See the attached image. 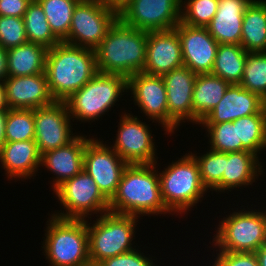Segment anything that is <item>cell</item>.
Returning <instances> with one entry per match:
<instances>
[{
	"instance_id": "cell-27",
	"label": "cell",
	"mask_w": 266,
	"mask_h": 266,
	"mask_svg": "<svg viewBox=\"0 0 266 266\" xmlns=\"http://www.w3.org/2000/svg\"><path fill=\"white\" fill-rule=\"evenodd\" d=\"M230 83L211 73L197 74L192 103L195 116L202 121L223 98Z\"/></svg>"
},
{
	"instance_id": "cell-20",
	"label": "cell",
	"mask_w": 266,
	"mask_h": 266,
	"mask_svg": "<svg viewBox=\"0 0 266 266\" xmlns=\"http://www.w3.org/2000/svg\"><path fill=\"white\" fill-rule=\"evenodd\" d=\"M265 105V100L258 94L244 89L240 84H230L223 98L200 124L233 122L241 117L258 113Z\"/></svg>"
},
{
	"instance_id": "cell-22",
	"label": "cell",
	"mask_w": 266,
	"mask_h": 266,
	"mask_svg": "<svg viewBox=\"0 0 266 266\" xmlns=\"http://www.w3.org/2000/svg\"><path fill=\"white\" fill-rule=\"evenodd\" d=\"M0 162L8 179H31L40 167L41 154L35 140L4 142Z\"/></svg>"
},
{
	"instance_id": "cell-13",
	"label": "cell",
	"mask_w": 266,
	"mask_h": 266,
	"mask_svg": "<svg viewBox=\"0 0 266 266\" xmlns=\"http://www.w3.org/2000/svg\"><path fill=\"white\" fill-rule=\"evenodd\" d=\"M103 140L90 138L84 151L83 169L95 181L102 194L110 201L116 194L123 171L128 163L125 162Z\"/></svg>"
},
{
	"instance_id": "cell-8",
	"label": "cell",
	"mask_w": 266,
	"mask_h": 266,
	"mask_svg": "<svg viewBox=\"0 0 266 266\" xmlns=\"http://www.w3.org/2000/svg\"><path fill=\"white\" fill-rule=\"evenodd\" d=\"M244 210L219 222L212 242L216 251L256 252L266 241V210Z\"/></svg>"
},
{
	"instance_id": "cell-6",
	"label": "cell",
	"mask_w": 266,
	"mask_h": 266,
	"mask_svg": "<svg viewBox=\"0 0 266 266\" xmlns=\"http://www.w3.org/2000/svg\"><path fill=\"white\" fill-rule=\"evenodd\" d=\"M97 216L99 218L93 220L95 223L87 222L91 266L136 249L132 241L135 239L133 237L139 217L110 211Z\"/></svg>"
},
{
	"instance_id": "cell-3",
	"label": "cell",
	"mask_w": 266,
	"mask_h": 266,
	"mask_svg": "<svg viewBox=\"0 0 266 266\" xmlns=\"http://www.w3.org/2000/svg\"><path fill=\"white\" fill-rule=\"evenodd\" d=\"M148 32L130 27L119 18L95 49L97 71L127 79L144 70Z\"/></svg>"
},
{
	"instance_id": "cell-4",
	"label": "cell",
	"mask_w": 266,
	"mask_h": 266,
	"mask_svg": "<svg viewBox=\"0 0 266 266\" xmlns=\"http://www.w3.org/2000/svg\"><path fill=\"white\" fill-rule=\"evenodd\" d=\"M43 247L51 266H91L87 220L51 215Z\"/></svg>"
},
{
	"instance_id": "cell-39",
	"label": "cell",
	"mask_w": 266,
	"mask_h": 266,
	"mask_svg": "<svg viewBox=\"0 0 266 266\" xmlns=\"http://www.w3.org/2000/svg\"><path fill=\"white\" fill-rule=\"evenodd\" d=\"M212 266H259L255 252L219 251Z\"/></svg>"
},
{
	"instance_id": "cell-38",
	"label": "cell",
	"mask_w": 266,
	"mask_h": 266,
	"mask_svg": "<svg viewBox=\"0 0 266 266\" xmlns=\"http://www.w3.org/2000/svg\"><path fill=\"white\" fill-rule=\"evenodd\" d=\"M139 251V252H138ZM96 266H156L152 258H148L140 250H133L125 254L104 259Z\"/></svg>"
},
{
	"instance_id": "cell-25",
	"label": "cell",
	"mask_w": 266,
	"mask_h": 266,
	"mask_svg": "<svg viewBox=\"0 0 266 266\" xmlns=\"http://www.w3.org/2000/svg\"><path fill=\"white\" fill-rule=\"evenodd\" d=\"M48 48L27 42L7 50V77L31 76L45 72Z\"/></svg>"
},
{
	"instance_id": "cell-35",
	"label": "cell",
	"mask_w": 266,
	"mask_h": 266,
	"mask_svg": "<svg viewBox=\"0 0 266 266\" xmlns=\"http://www.w3.org/2000/svg\"><path fill=\"white\" fill-rule=\"evenodd\" d=\"M217 9L218 0H181L180 22L190 26L207 27Z\"/></svg>"
},
{
	"instance_id": "cell-12",
	"label": "cell",
	"mask_w": 266,
	"mask_h": 266,
	"mask_svg": "<svg viewBox=\"0 0 266 266\" xmlns=\"http://www.w3.org/2000/svg\"><path fill=\"white\" fill-rule=\"evenodd\" d=\"M118 18L146 32L174 29L181 19V0H130Z\"/></svg>"
},
{
	"instance_id": "cell-19",
	"label": "cell",
	"mask_w": 266,
	"mask_h": 266,
	"mask_svg": "<svg viewBox=\"0 0 266 266\" xmlns=\"http://www.w3.org/2000/svg\"><path fill=\"white\" fill-rule=\"evenodd\" d=\"M6 102L9 109H36L55 100L48 88L45 72L31 76L6 77Z\"/></svg>"
},
{
	"instance_id": "cell-21",
	"label": "cell",
	"mask_w": 266,
	"mask_h": 266,
	"mask_svg": "<svg viewBox=\"0 0 266 266\" xmlns=\"http://www.w3.org/2000/svg\"><path fill=\"white\" fill-rule=\"evenodd\" d=\"M89 139L85 135H77L67 145L41 154L40 166L56 175L52 181L53 191L64 181L73 178L83 170L84 151Z\"/></svg>"
},
{
	"instance_id": "cell-40",
	"label": "cell",
	"mask_w": 266,
	"mask_h": 266,
	"mask_svg": "<svg viewBox=\"0 0 266 266\" xmlns=\"http://www.w3.org/2000/svg\"><path fill=\"white\" fill-rule=\"evenodd\" d=\"M32 0H0V16L23 18Z\"/></svg>"
},
{
	"instance_id": "cell-11",
	"label": "cell",
	"mask_w": 266,
	"mask_h": 266,
	"mask_svg": "<svg viewBox=\"0 0 266 266\" xmlns=\"http://www.w3.org/2000/svg\"><path fill=\"white\" fill-rule=\"evenodd\" d=\"M127 90H130L133 102L140 107L141 113L152 122H159L166 134L171 135L179 128L168 115L166 86L162 76L135 73L127 79Z\"/></svg>"
},
{
	"instance_id": "cell-29",
	"label": "cell",
	"mask_w": 266,
	"mask_h": 266,
	"mask_svg": "<svg viewBox=\"0 0 266 266\" xmlns=\"http://www.w3.org/2000/svg\"><path fill=\"white\" fill-rule=\"evenodd\" d=\"M238 133L242 151L258 156L266 148V105L256 114L239 118Z\"/></svg>"
},
{
	"instance_id": "cell-45",
	"label": "cell",
	"mask_w": 266,
	"mask_h": 266,
	"mask_svg": "<svg viewBox=\"0 0 266 266\" xmlns=\"http://www.w3.org/2000/svg\"><path fill=\"white\" fill-rule=\"evenodd\" d=\"M6 102L5 85L3 81H0V110H8Z\"/></svg>"
},
{
	"instance_id": "cell-43",
	"label": "cell",
	"mask_w": 266,
	"mask_h": 266,
	"mask_svg": "<svg viewBox=\"0 0 266 266\" xmlns=\"http://www.w3.org/2000/svg\"><path fill=\"white\" fill-rule=\"evenodd\" d=\"M259 266H266V241L255 252Z\"/></svg>"
},
{
	"instance_id": "cell-41",
	"label": "cell",
	"mask_w": 266,
	"mask_h": 266,
	"mask_svg": "<svg viewBox=\"0 0 266 266\" xmlns=\"http://www.w3.org/2000/svg\"><path fill=\"white\" fill-rule=\"evenodd\" d=\"M105 6L115 10L118 14L130 2V0H100Z\"/></svg>"
},
{
	"instance_id": "cell-34",
	"label": "cell",
	"mask_w": 266,
	"mask_h": 266,
	"mask_svg": "<svg viewBox=\"0 0 266 266\" xmlns=\"http://www.w3.org/2000/svg\"><path fill=\"white\" fill-rule=\"evenodd\" d=\"M34 110L8 109L5 117V142L34 140Z\"/></svg>"
},
{
	"instance_id": "cell-44",
	"label": "cell",
	"mask_w": 266,
	"mask_h": 266,
	"mask_svg": "<svg viewBox=\"0 0 266 266\" xmlns=\"http://www.w3.org/2000/svg\"><path fill=\"white\" fill-rule=\"evenodd\" d=\"M7 110H0V148L5 142V117Z\"/></svg>"
},
{
	"instance_id": "cell-37",
	"label": "cell",
	"mask_w": 266,
	"mask_h": 266,
	"mask_svg": "<svg viewBox=\"0 0 266 266\" xmlns=\"http://www.w3.org/2000/svg\"><path fill=\"white\" fill-rule=\"evenodd\" d=\"M27 42L23 18L0 16V46L3 49L9 50Z\"/></svg>"
},
{
	"instance_id": "cell-7",
	"label": "cell",
	"mask_w": 266,
	"mask_h": 266,
	"mask_svg": "<svg viewBox=\"0 0 266 266\" xmlns=\"http://www.w3.org/2000/svg\"><path fill=\"white\" fill-rule=\"evenodd\" d=\"M127 92V78L117 74L98 72L81 89L74 92L66 101L69 115L73 120L90 122L100 119L115 106ZM75 118V119H73Z\"/></svg>"
},
{
	"instance_id": "cell-36",
	"label": "cell",
	"mask_w": 266,
	"mask_h": 266,
	"mask_svg": "<svg viewBox=\"0 0 266 266\" xmlns=\"http://www.w3.org/2000/svg\"><path fill=\"white\" fill-rule=\"evenodd\" d=\"M193 157L198 163L200 177L207 190H213L222 180L224 172V152L209 149L206 154Z\"/></svg>"
},
{
	"instance_id": "cell-1",
	"label": "cell",
	"mask_w": 266,
	"mask_h": 266,
	"mask_svg": "<svg viewBox=\"0 0 266 266\" xmlns=\"http://www.w3.org/2000/svg\"><path fill=\"white\" fill-rule=\"evenodd\" d=\"M157 162L128 164L116 194L109 201V211L116 214L149 216L171 214L161 196Z\"/></svg>"
},
{
	"instance_id": "cell-23",
	"label": "cell",
	"mask_w": 266,
	"mask_h": 266,
	"mask_svg": "<svg viewBox=\"0 0 266 266\" xmlns=\"http://www.w3.org/2000/svg\"><path fill=\"white\" fill-rule=\"evenodd\" d=\"M252 0H218V9L207 25L219 44L240 45L243 14Z\"/></svg>"
},
{
	"instance_id": "cell-24",
	"label": "cell",
	"mask_w": 266,
	"mask_h": 266,
	"mask_svg": "<svg viewBox=\"0 0 266 266\" xmlns=\"http://www.w3.org/2000/svg\"><path fill=\"white\" fill-rule=\"evenodd\" d=\"M259 160L257 155L249 151L224 153L222 180L212 191L231 192V189L251 185L263 172Z\"/></svg>"
},
{
	"instance_id": "cell-30",
	"label": "cell",
	"mask_w": 266,
	"mask_h": 266,
	"mask_svg": "<svg viewBox=\"0 0 266 266\" xmlns=\"http://www.w3.org/2000/svg\"><path fill=\"white\" fill-rule=\"evenodd\" d=\"M25 32L28 42L52 48L61 41L53 34L40 3L32 0L24 14Z\"/></svg>"
},
{
	"instance_id": "cell-18",
	"label": "cell",
	"mask_w": 266,
	"mask_h": 266,
	"mask_svg": "<svg viewBox=\"0 0 266 266\" xmlns=\"http://www.w3.org/2000/svg\"><path fill=\"white\" fill-rule=\"evenodd\" d=\"M196 77L197 74L184 65L162 76L166 86L168 115L179 126L186 121L200 125L192 103Z\"/></svg>"
},
{
	"instance_id": "cell-32",
	"label": "cell",
	"mask_w": 266,
	"mask_h": 266,
	"mask_svg": "<svg viewBox=\"0 0 266 266\" xmlns=\"http://www.w3.org/2000/svg\"><path fill=\"white\" fill-rule=\"evenodd\" d=\"M239 84L266 101V52H247L244 73Z\"/></svg>"
},
{
	"instance_id": "cell-42",
	"label": "cell",
	"mask_w": 266,
	"mask_h": 266,
	"mask_svg": "<svg viewBox=\"0 0 266 266\" xmlns=\"http://www.w3.org/2000/svg\"><path fill=\"white\" fill-rule=\"evenodd\" d=\"M7 77V50L0 46V81Z\"/></svg>"
},
{
	"instance_id": "cell-5",
	"label": "cell",
	"mask_w": 266,
	"mask_h": 266,
	"mask_svg": "<svg viewBox=\"0 0 266 266\" xmlns=\"http://www.w3.org/2000/svg\"><path fill=\"white\" fill-rule=\"evenodd\" d=\"M159 172L161 196L172 213L183 214L195 206L207 189L200 177L199 166L191 153H186Z\"/></svg>"
},
{
	"instance_id": "cell-14",
	"label": "cell",
	"mask_w": 266,
	"mask_h": 266,
	"mask_svg": "<svg viewBox=\"0 0 266 266\" xmlns=\"http://www.w3.org/2000/svg\"><path fill=\"white\" fill-rule=\"evenodd\" d=\"M112 149L128 164L156 163L155 142L150 127L138 116L122 113ZM156 157V158H155Z\"/></svg>"
},
{
	"instance_id": "cell-31",
	"label": "cell",
	"mask_w": 266,
	"mask_h": 266,
	"mask_svg": "<svg viewBox=\"0 0 266 266\" xmlns=\"http://www.w3.org/2000/svg\"><path fill=\"white\" fill-rule=\"evenodd\" d=\"M42 6L53 34L63 42L69 34L72 14L80 0H37Z\"/></svg>"
},
{
	"instance_id": "cell-33",
	"label": "cell",
	"mask_w": 266,
	"mask_h": 266,
	"mask_svg": "<svg viewBox=\"0 0 266 266\" xmlns=\"http://www.w3.org/2000/svg\"><path fill=\"white\" fill-rule=\"evenodd\" d=\"M207 129L210 149L218 152L242 151V141H239L238 119L233 122L218 124H201Z\"/></svg>"
},
{
	"instance_id": "cell-17",
	"label": "cell",
	"mask_w": 266,
	"mask_h": 266,
	"mask_svg": "<svg viewBox=\"0 0 266 266\" xmlns=\"http://www.w3.org/2000/svg\"><path fill=\"white\" fill-rule=\"evenodd\" d=\"M183 65L181 42L175 29L148 32L143 73L163 76Z\"/></svg>"
},
{
	"instance_id": "cell-28",
	"label": "cell",
	"mask_w": 266,
	"mask_h": 266,
	"mask_svg": "<svg viewBox=\"0 0 266 266\" xmlns=\"http://www.w3.org/2000/svg\"><path fill=\"white\" fill-rule=\"evenodd\" d=\"M247 51L241 45L219 44L211 74L219 76L230 84L242 80Z\"/></svg>"
},
{
	"instance_id": "cell-15",
	"label": "cell",
	"mask_w": 266,
	"mask_h": 266,
	"mask_svg": "<svg viewBox=\"0 0 266 266\" xmlns=\"http://www.w3.org/2000/svg\"><path fill=\"white\" fill-rule=\"evenodd\" d=\"M71 120L64 101L34 109V140L40 154L67 145L77 136L72 131Z\"/></svg>"
},
{
	"instance_id": "cell-26",
	"label": "cell",
	"mask_w": 266,
	"mask_h": 266,
	"mask_svg": "<svg viewBox=\"0 0 266 266\" xmlns=\"http://www.w3.org/2000/svg\"><path fill=\"white\" fill-rule=\"evenodd\" d=\"M240 45L247 52H266L265 0H252L246 8Z\"/></svg>"
},
{
	"instance_id": "cell-16",
	"label": "cell",
	"mask_w": 266,
	"mask_h": 266,
	"mask_svg": "<svg viewBox=\"0 0 266 266\" xmlns=\"http://www.w3.org/2000/svg\"><path fill=\"white\" fill-rule=\"evenodd\" d=\"M174 29L180 38L184 66L196 74L211 73L219 43L208 29L181 22Z\"/></svg>"
},
{
	"instance_id": "cell-9",
	"label": "cell",
	"mask_w": 266,
	"mask_h": 266,
	"mask_svg": "<svg viewBox=\"0 0 266 266\" xmlns=\"http://www.w3.org/2000/svg\"><path fill=\"white\" fill-rule=\"evenodd\" d=\"M54 193L64 211L52 215L64 219H84L92 213L109 212V200L99 190L93 178L84 169L71 179L64 181ZM63 212V213H62Z\"/></svg>"
},
{
	"instance_id": "cell-10",
	"label": "cell",
	"mask_w": 266,
	"mask_h": 266,
	"mask_svg": "<svg viewBox=\"0 0 266 266\" xmlns=\"http://www.w3.org/2000/svg\"><path fill=\"white\" fill-rule=\"evenodd\" d=\"M118 19V13L100 0H80L75 6L67 44L95 50L109 28Z\"/></svg>"
},
{
	"instance_id": "cell-2",
	"label": "cell",
	"mask_w": 266,
	"mask_h": 266,
	"mask_svg": "<svg viewBox=\"0 0 266 266\" xmlns=\"http://www.w3.org/2000/svg\"><path fill=\"white\" fill-rule=\"evenodd\" d=\"M95 50L60 42L48 49L45 74L55 101H66L96 74Z\"/></svg>"
}]
</instances>
